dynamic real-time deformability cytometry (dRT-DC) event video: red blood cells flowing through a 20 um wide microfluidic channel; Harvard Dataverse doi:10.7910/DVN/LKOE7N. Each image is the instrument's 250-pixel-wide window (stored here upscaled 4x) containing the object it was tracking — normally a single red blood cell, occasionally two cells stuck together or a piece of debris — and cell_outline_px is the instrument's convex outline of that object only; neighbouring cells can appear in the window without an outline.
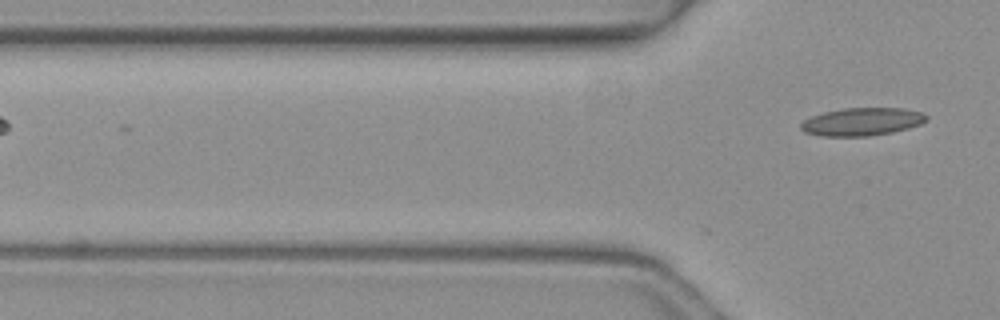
{"species": "common noctule bat (a hibernating species)", "species_latin": "Nyctalus noctula", "temperature_condition": "warm", "stored_images_in_passage": 3, "camera_frame_rate_fps": 3000, "um_per_image_px": 0.085, "animal": {"sex": "female", "body_mass_g": 19.3, "forearm_length_mm": 54.1}, "frame": {"image": 1, "passage_image": 3, "time_ms": 0.667, "image_size_px": [1000, 320], "cell_outline_px": [[928, 120], [920, 124], [908, 128], [892, 132], [868, 136], [824, 136], [804, 132], [800, 128], [800, 124], [804, 120], [812, 116], [824, 112], [844, 108], [904, 108], [920, 112], [928, 116]], "centroid_in_image_um": [73.27, 10.34], "position_along_channel_um": 52.5, "area_um2": 20.35}}